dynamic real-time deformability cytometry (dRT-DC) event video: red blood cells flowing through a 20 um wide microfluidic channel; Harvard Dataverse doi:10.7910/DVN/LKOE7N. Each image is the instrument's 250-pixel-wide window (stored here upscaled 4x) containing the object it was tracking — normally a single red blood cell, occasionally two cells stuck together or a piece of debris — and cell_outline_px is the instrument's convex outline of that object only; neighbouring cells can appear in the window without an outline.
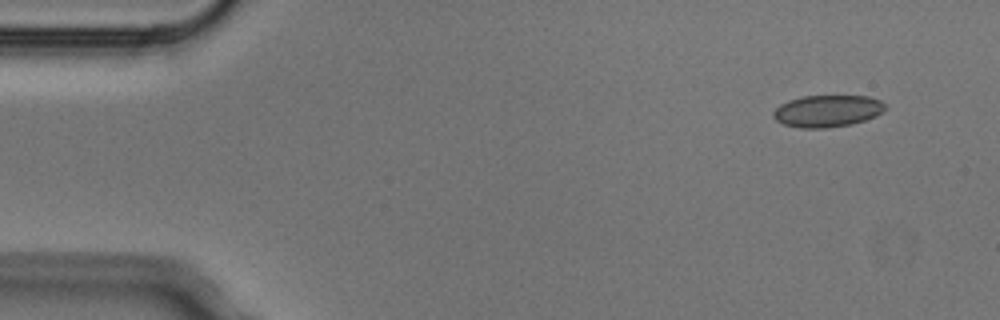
{"species": "Egyptian fruit bat (a non-hibernating species)", "species_latin": "Rousettus aegyptiacus", "temperature_condition": "cold", "stored_images_in_passage": 4, "camera_frame_rate_fps": 3000, "um_per_image_px": 0.085, "animal": {"sex": "male"}, "frame": {"image": 1, "passage_image": 1, "time_ms": 0.0, "image_size_px": [1000, 320], "cell_outline_px": [[888, 108], [884, 112], [876, 116], [852, 124], [828, 128], [800, 128], [784, 124], [776, 120], [772, 116], [772, 112], [780, 104], [788, 100], [800, 96], [868, 96], [880, 100]], "centroid_in_image_um": [70.33, 9.43], "position_along_channel_um": 14.7, "area_um2": 21.04}}
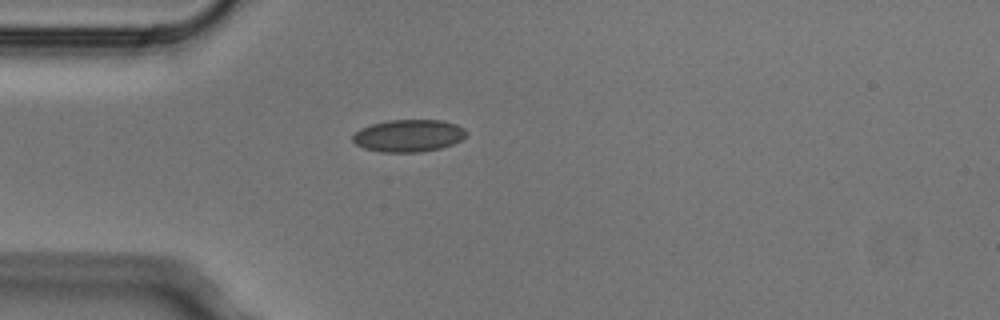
{"frame": {"image": 2, "passage_image": 4, "time_ms": 1.0, "image_size_px": [1000, 320], "cell_outline_px": [[468, 132], [460, 140], [452, 144], [440, 148], [420, 152], [380, 152], [364, 148], [356, 144], [352, 140], [352, 136], [360, 128], [372, 124], [392, 120], [444, 120], [456, 124], [464, 128]], "centroid_in_image_um": [34.73, 11.53], "position_along_channel_um": 50.3, "area_um2": 21.33}}